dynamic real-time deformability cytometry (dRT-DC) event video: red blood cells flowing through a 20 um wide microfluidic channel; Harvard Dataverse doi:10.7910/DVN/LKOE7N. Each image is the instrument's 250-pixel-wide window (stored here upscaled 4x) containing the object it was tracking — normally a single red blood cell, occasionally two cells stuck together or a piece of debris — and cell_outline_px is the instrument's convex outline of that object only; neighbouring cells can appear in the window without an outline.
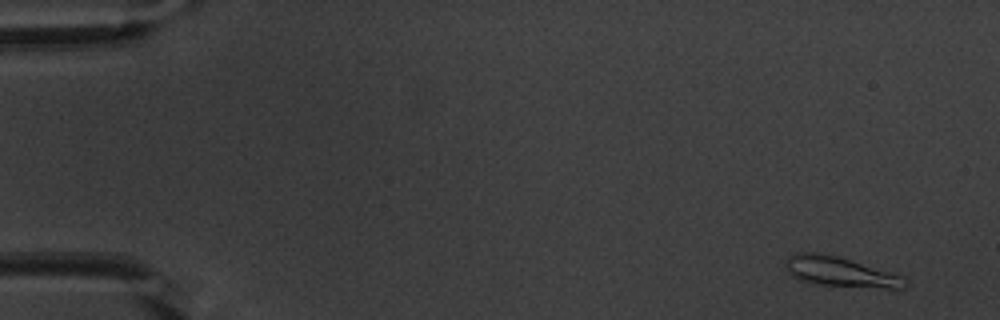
{"species": "common noctule bat (a hibernating species)", "species_latin": "Nyctalus noctula", "temperature_condition": "warm", "stored_images_in_passage": 51, "camera_frame_rate_fps": 3000, "um_per_image_px": 0.085, "animal": {"sex": "male", "body_mass_g": 20.1, "forearm_length_mm": 53.5}, "frame": {"image": 1, "passage_image": 1, "time_ms": 0.0, "image_size_px": [1000, 320], "cell_outline_px": [[908, 284], [904, 288], [888, 288], [816, 284], [792, 276], [788, 272], [784, 264], [784, 260], [788, 256], [796, 252], [812, 252], [836, 256], [900, 276]], "centroid_in_image_um": [71.31, 23.09], "position_along_channel_um": 13.7, "area_um2": 20.06}}
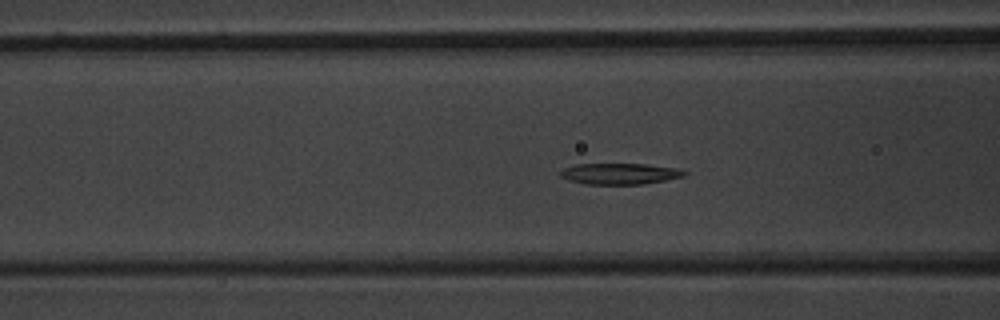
{"frame": {"image": 2, "passage_image": 19, "time_ms": 6.0, "image_size_px": [1000, 320], "cell_outline_px": [[688, 172], [684, 176], [644, 184], [584, 184], [568, 180], [560, 176], [560, 172], [564, 168], [576, 164], [644, 164], [676, 168]], "centroid_in_image_um": [52.66, 14.77], "position_along_channel_um": 113.9, "area_um2": 15.14}}
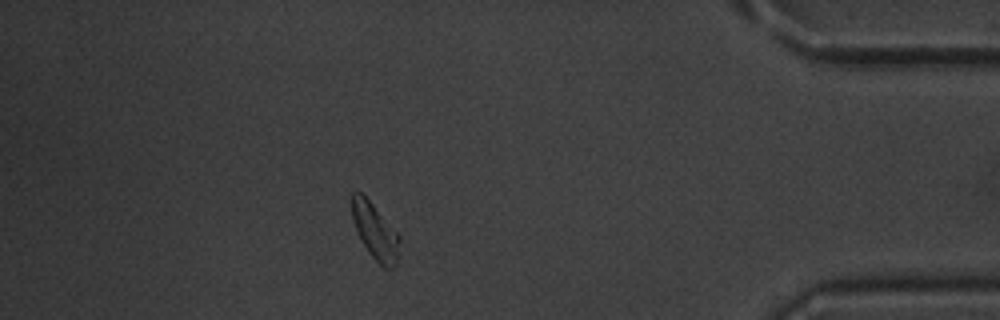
{"frame": {"image": 3, "passage_image": 45, "time_ms": 14.667, "image_size_px": [1000, 320], "cell_outline_px": [[400, 240], [396, 264], [392, 268], [384, 268], [368, 252], [356, 232], [352, 220], [352, 192], [360, 192], [372, 204], [400, 236]], "centroid_in_image_um": [31.87, 19.68], "position_along_channel_um": 403.3, "area_um2": 15.26}, "authors_computed_cell_mechanics": {"area_um2": 15.895, "velocity_mm_per_s": 3.7966, "shape_relaxation_time_tau1_ms": 4.0184, "shape_relaxation_time_tau2_ms": null, "deformation_change_tau1": 0.139, "deformation_change_tau2": null}}